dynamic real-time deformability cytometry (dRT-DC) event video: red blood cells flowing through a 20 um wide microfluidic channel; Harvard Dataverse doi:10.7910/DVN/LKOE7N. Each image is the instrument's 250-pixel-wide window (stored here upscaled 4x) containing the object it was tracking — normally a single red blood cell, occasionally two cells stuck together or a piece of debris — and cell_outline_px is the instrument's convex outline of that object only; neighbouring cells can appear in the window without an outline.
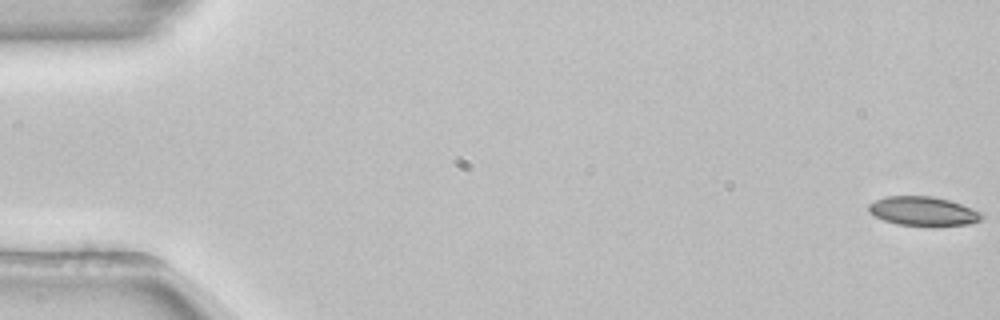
{"species": "common noctule bat (a hibernating species)", "species_latin": "Nyctalus noctula", "temperature_condition": "room temperature", "stored_images_in_passage": 54, "camera_frame_rate_fps": 3000, "um_per_image_px": 0.085, "animal": {"sex": "female", "body_mass_g": 22.7, "forearm_length_mm": 54.2}, "frame": {"image": 1, "passage_image": 1, "time_ms": 0.0, "image_size_px": [1000, 320], "cell_outline_px": [[984, 216], [980, 220], [968, 224], [896, 224], [884, 220], [868, 212], [868, 204], [876, 200], [888, 196], [932, 196], [948, 200], [984, 212]], "centroid_in_image_um": [78.46, 17.92], "position_along_channel_um": 6.5, "area_um2": 18.67}}
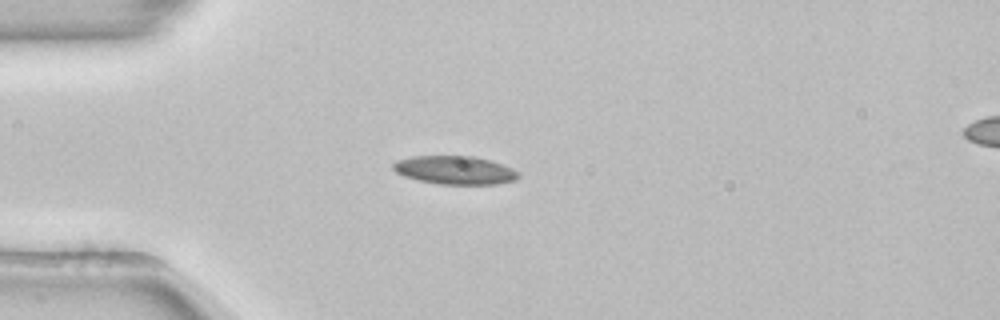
{"frame": {"image": 2, "passage_image": 15, "time_ms": 4.667, "image_size_px": [1000, 320], "cell_outline_px": [[520, 176], [516, 180], [496, 184], [440, 184], [420, 180], [404, 176], [396, 172], [392, 168], [392, 164], [396, 160], [412, 156], [472, 156], [488, 160], [512, 168], [520, 172]], "centroid_in_image_um": [38.66, 14.46], "position_along_channel_um": 46.3, "area_um2": 20.63}}
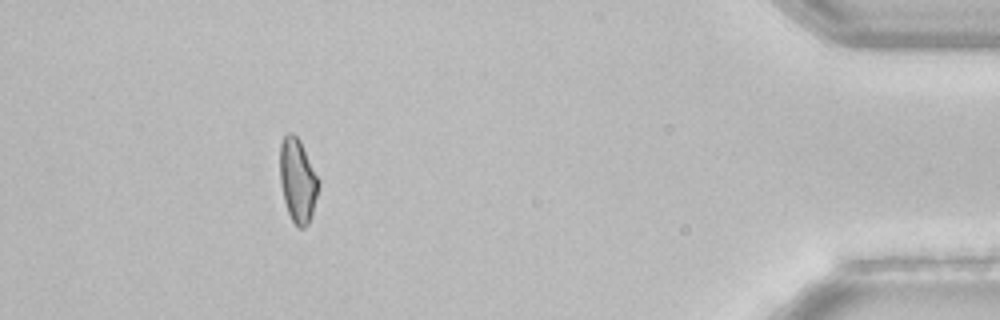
{"frame": {"image": 3, "passage_image": 49, "time_ms": 16.0, "image_size_px": [1000, 320], "cell_outline_px": [[320, 184], [312, 216], [308, 224], [304, 228], [296, 228], [288, 212], [284, 200], [280, 184], [280, 144], [284, 136], [288, 132], [292, 132], [300, 140], [320, 180]], "centroid_in_image_um": [25.31, 15.35], "position_along_channel_um": 409.9, "area_um2": 19.13}, "authors_computed_cell_mechanics": {"area_um2": 19.9699, "velocity_mm_per_s": 3.8835, "shape_relaxation_time_tau1_ms": 8.018, "shape_relaxation_time_tau2_ms": null, "deformation_change_tau1": 0.1381, "deformation_change_tau2": null}}